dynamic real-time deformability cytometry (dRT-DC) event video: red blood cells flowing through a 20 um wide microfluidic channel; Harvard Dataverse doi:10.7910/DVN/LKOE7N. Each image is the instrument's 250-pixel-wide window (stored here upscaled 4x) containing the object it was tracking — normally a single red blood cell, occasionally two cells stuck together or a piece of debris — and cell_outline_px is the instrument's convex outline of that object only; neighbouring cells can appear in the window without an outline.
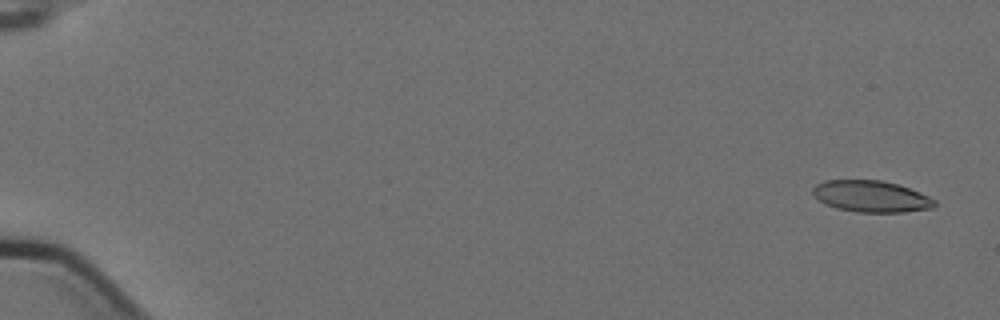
{"species": "Egyptian fruit bat (a non-hibernating species)", "species_latin": "Rousettus aegyptiacus", "temperature_condition": "cold", "stored_images_in_passage": 6, "camera_frame_rate_fps": 3000, "um_per_image_px": 0.085, "animal": {"sex": "female"}, "frame": {"image": 1, "passage_image": 1, "time_ms": 0.0, "image_size_px": [1000, 320], "cell_outline_px": [[936, 204], [932, 208], [904, 212], [856, 212], [836, 208], [824, 204], [812, 192], [812, 188], [816, 184], [824, 180], [880, 180], [896, 184], [920, 192], [936, 200]], "centroid_in_image_um": [74.04, 16.69], "position_along_channel_um": 11.0, "area_um2": 22.31}}